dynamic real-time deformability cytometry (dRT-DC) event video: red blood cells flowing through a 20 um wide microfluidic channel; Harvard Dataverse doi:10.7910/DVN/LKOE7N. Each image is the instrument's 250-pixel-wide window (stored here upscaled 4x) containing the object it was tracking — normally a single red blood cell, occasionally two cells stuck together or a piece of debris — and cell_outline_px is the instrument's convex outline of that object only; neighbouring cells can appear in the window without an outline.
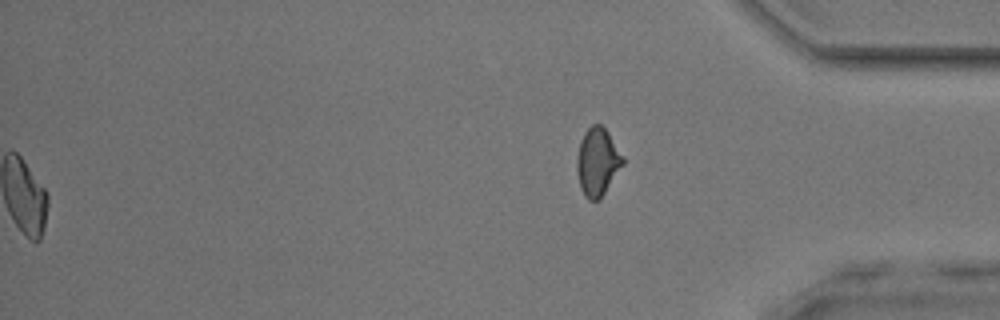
{"species": "common noctule bat (a hibernating species)", "species_latin": "Nyctalus noctula", "temperature_condition": "room temperature", "stored_images_in_passage": 52, "segment_of_instrument_passage": [2, 2], "camera_frame_rate_fps": 3000, "um_per_image_px": 0.085, "animal": {"sex": "male", "body_mass_g": 17.9, "forearm_length_mm": 54.2}, "frame": {"image": 1, "passage_image": 52, "time_ms": 17.0, "image_size_px": [1000, 320], "cell_outline_px": [[624, 164], [600, 200], [588, 200], [584, 196], [580, 188], [576, 168], [576, 160], [580, 140], [584, 132], [592, 124], [600, 124], [608, 132], [624, 156]], "centroid_in_image_um": [50.79, 13.77], "position_along_channel_um": 384.4, "area_um2": 18.44}}